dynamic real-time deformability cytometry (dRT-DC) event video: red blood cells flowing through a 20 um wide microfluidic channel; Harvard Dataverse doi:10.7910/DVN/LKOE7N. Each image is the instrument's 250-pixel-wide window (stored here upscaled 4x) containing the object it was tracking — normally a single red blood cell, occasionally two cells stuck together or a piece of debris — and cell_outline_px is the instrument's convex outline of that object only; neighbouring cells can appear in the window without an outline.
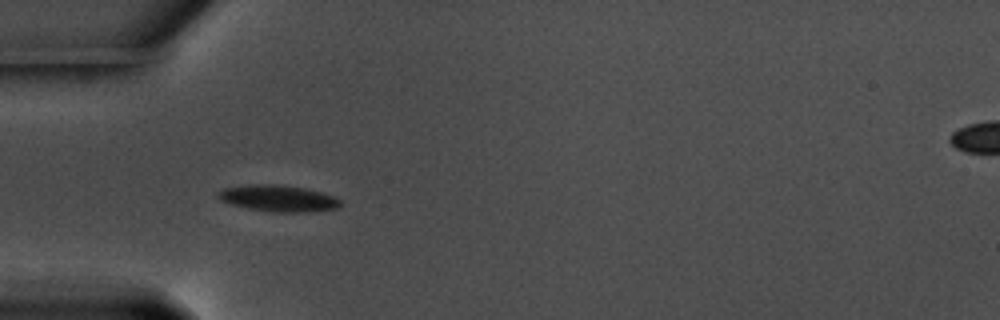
{"species": "common noctule bat (a hibernating species)", "species_latin": "Nyctalus noctula", "temperature_condition": "warm", "stored_images_in_passage": 11, "camera_frame_rate_fps": 3000, "um_per_image_px": 0.085, "animal": {"sex": "male", "body_mass_g": 17.5, "forearm_length_mm": 52.3}, "frame": {"image": 1, "passage_image": 1, "time_ms": 0.0, "image_size_px": [1000, 320], "cell_outline_px": [[340, 204], [336, 208], [308, 212], [272, 212], [248, 208], [232, 204], [220, 200], [216, 196], [216, 192], [224, 188], [248, 184], [280, 184], [304, 188], [336, 196], [340, 200]], "centroid_in_image_um": [23.62, 16.85], "position_along_channel_um": 61.4, "area_um2": 18.9}}
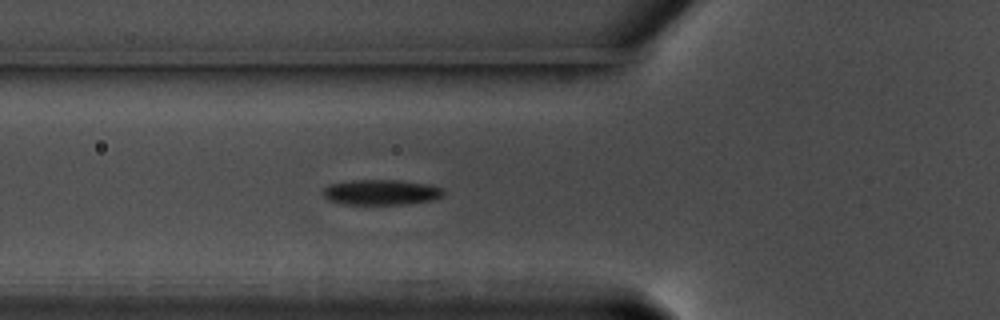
{"frame": {"image": 2, "passage_image": 4, "time_ms": 1.0, "image_size_px": [1000, 320], "cell_outline_px": [[444, 192], [440, 196], [428, 200], [404, 204], [340, 204], [328, 200], [324, 196], [324, 188], [332, 184], [356, 180], [396, 180], [428, 184], [440, 188]], "centroid_in_image_um": [32.34, 16.34], "position_along_channel_um": 93.5, "area_um2": 17.34}}
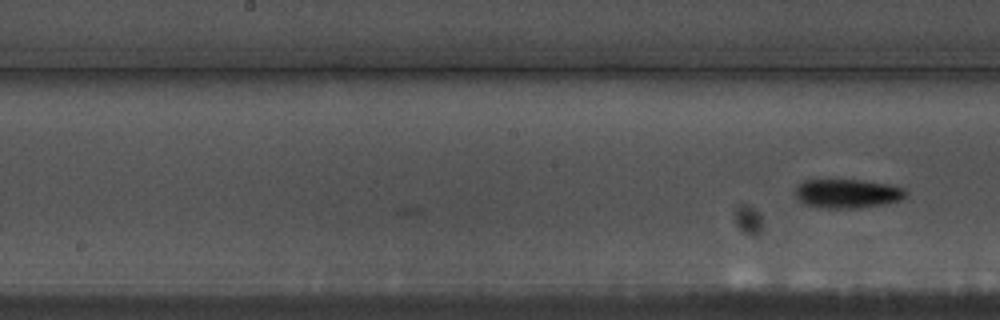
{"frame": {"image": 3, "passage_image": 11, "time_ms": 3.333, "image_size_px": [1000, 320], "cell_outline_px": [[908, 196], [900, 200], [884, 204], [860, 208], [820, 208], [804, 204], [792, 192], [804, 180], [864, 180], [888, 184], [904, 188], [908, 192]], "centroid_in_image_um": [72.04, 16.46], "position_along_channel_um": 176.2, "area_um2": 18.9}}